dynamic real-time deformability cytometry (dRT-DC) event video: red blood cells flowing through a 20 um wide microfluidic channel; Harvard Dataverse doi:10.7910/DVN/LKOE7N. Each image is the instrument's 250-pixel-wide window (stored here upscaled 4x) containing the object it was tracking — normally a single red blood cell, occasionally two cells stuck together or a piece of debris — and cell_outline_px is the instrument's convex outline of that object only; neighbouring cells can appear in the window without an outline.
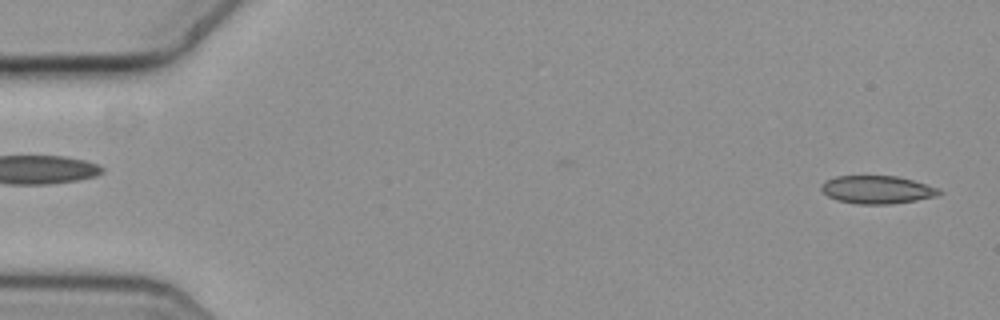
{"species": "common noctule bat (a hibernating species)", "species_latin": "Nyctalus noctula", "temperature_condition": "cold", "stored_images_in_passage": 9, "camera_frame_rate_fps": 3000, "um_per_image_px": 0.085, "animal": {"sex": "female", "body_mass_g": 19.3, "forearm_length_mm": 54.1}, "frame": {"image": 1, "passage_image": 2, "time_ms": 0.333, "image_size_px": [1000, 320], "cell_outline_px": [[944, 192], [936, 196], [916, 200], [892, 204], [856, 204], [836, 200], [828, 196], [820, 188], [828, 180], [836, 176], [896, 176], [912, 180], [940, 188]], "centroid_in_image_um": [74.6, 16.13], "position_along_channel_um": 10.4, "area_um2": 19.13}}